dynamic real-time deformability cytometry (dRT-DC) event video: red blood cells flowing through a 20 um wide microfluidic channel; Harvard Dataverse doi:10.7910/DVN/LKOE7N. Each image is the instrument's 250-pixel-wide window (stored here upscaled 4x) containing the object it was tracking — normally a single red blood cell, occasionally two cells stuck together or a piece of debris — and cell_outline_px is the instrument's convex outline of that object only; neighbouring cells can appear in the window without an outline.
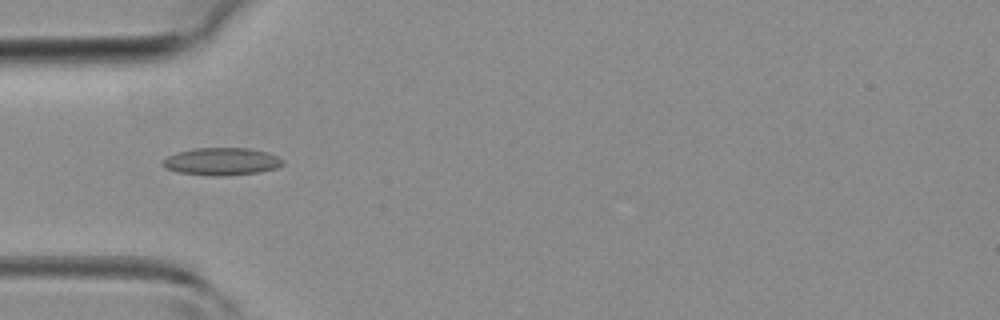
{"species": "common noctule bat (a hibernating species)", "species_latin": "Nyctalus noctula", "temperature_condition": "room temperature", "stored_images_in_passage": 40, "camera_frame_rate_fps": 3000, "um_per_image_px": 0.085, "animal": {"sex": "female", "body_mass_g": 19.3, "forearm_length_mm": 54.1}, "frame": {"image": 1, "passage_image": 10, "time_ms": 3.0, "image_size_px": [1000, 320], "cell_outline_px": [[284, 164], [276, 168], [260, 172], [224, 176], [212, 176], [176, 172], [164, 168], [160, 164], [160, 160], [176, 152], [196, 148], [248, 148], [264, 152], [276, 156], [284, 160]], "centroid_in_image_um": [18.77, 13.74], "position_along_channel_um": 66.2, "area_um2": 19.42}}
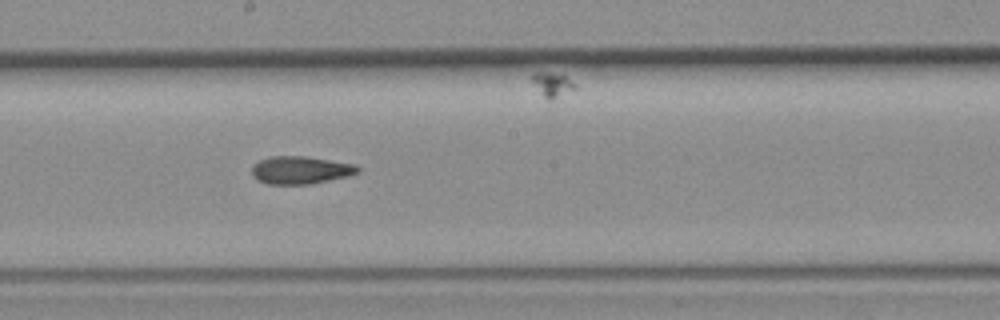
{"frame": {"image": 2, "passage_image": 20, "time_ms": 6.333, "image_size_px": [1000, 320], "cell_outline_px": [[360, 172], [348, 176], [312, 184], [268, 184], [256, 180], [252, 176], [252, 164], [260, 160], [272, 156], [304, 156], [356, 164], [360, 168]], "centroid_in_image_um": [25.54, 14.46], "position_along_channel_um": 222.7, "area_um2": 17.28}}
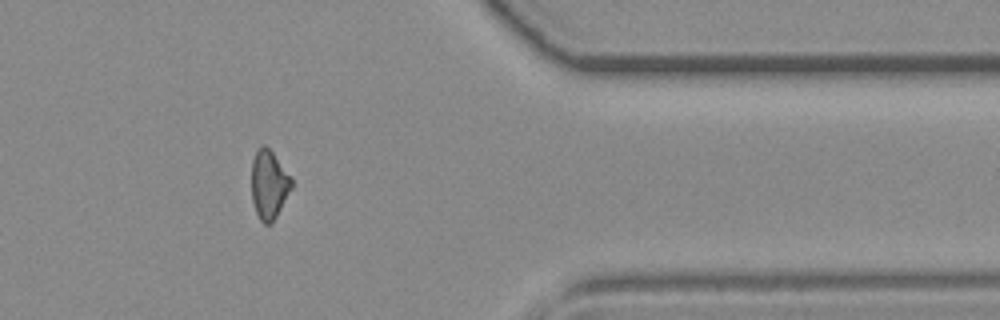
{"frame": {"image": 3, "passage_image": 32, "time_ms": 10.333, "image_size_px": [1000, 320], "cell_outline_px": [[292, 188], [272, 224], [264, 224], [260, 220], [256, 212], [252, 200], [252, 160], [260, 144], [264, 144], [272, 152], [292, 180]], "centroid_in_image_um": [22.85, 15.71], "position_along_channel_um": 388.6, "area_um2": 15.84}}